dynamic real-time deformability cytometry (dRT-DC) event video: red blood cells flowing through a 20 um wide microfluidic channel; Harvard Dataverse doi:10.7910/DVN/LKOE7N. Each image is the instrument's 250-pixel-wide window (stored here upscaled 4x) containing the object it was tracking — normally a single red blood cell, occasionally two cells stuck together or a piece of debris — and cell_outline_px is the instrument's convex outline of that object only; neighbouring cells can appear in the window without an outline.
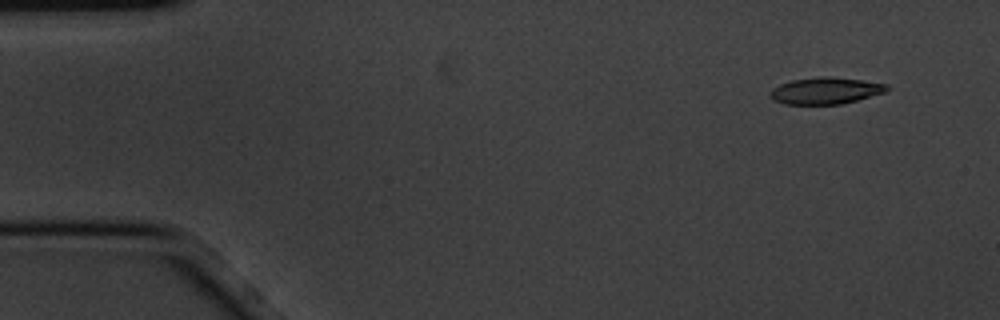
{"species": "common noctule bat (a hibernating species)", "species_latin": "Nyctalus noctula", "temperature_condition": "cold", "stored_images_in_passage": 5, "camera_frame_rate_fps": 3000, "um_per_image_px": 0.085, "animal": {"sex": "male", "body_mass_g": 20.1, "forearm_length_mm": 53.5}, "frame": {"image": 1, "passage_image": 1, "time_ms": 0.0, "image_size_px": [1000, 320], "cell_outline_px": [[892, 88], [888, 92], [840, 104], [784, 104], [772, 100], [768, 96], [768, 92], [772, 88], [780, 84], [792, 80], [824, 76], [828, 76], [860, 80], [888, 84]], "centroid_in_image_um": [70.17, 7.71], "position_along_channel_um": 14.8, "area_um2": 18.32}}
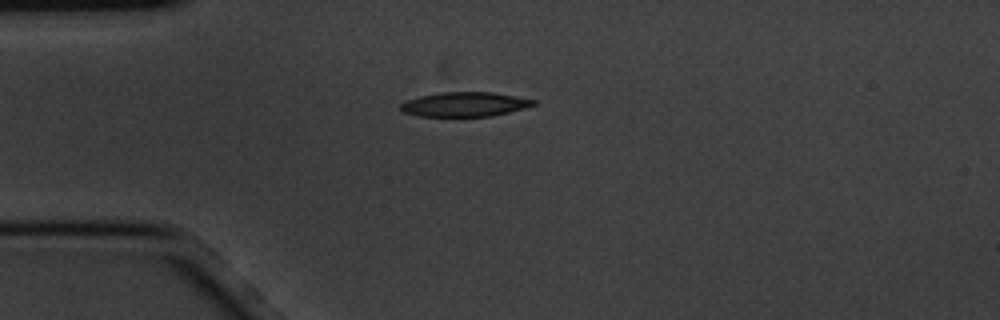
{"frame": {"image": 2, "passage_image": 4, "time_ms": 1.0, "image_size_px": [1000, 320], "cell_outline_px": [[536, 104], [524, 108], [492, 116], [420, 116], [404, 112], [400, 108], [400, 104], [404, 100], [420, 96], [440, 92], [492, 92], [536, 100]], "centroid_in_image_um": [39.47, 8.86], "position_along_channel_um": 45.5, "area_um2": 18.84}}
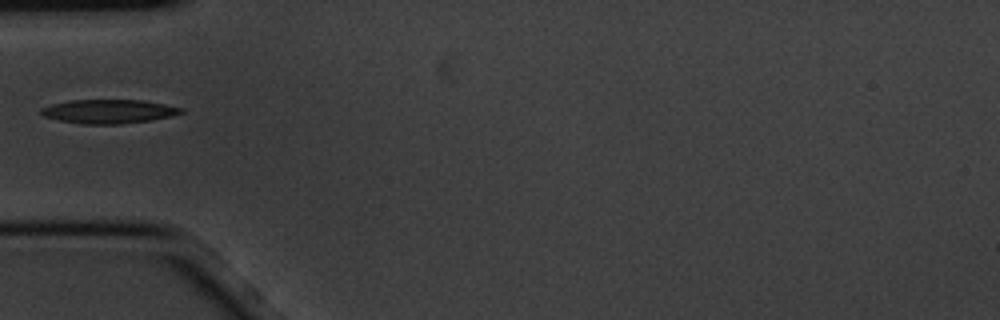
{"frame": {"image": 3, "passage_image": 5, "time_ms": 1.333, "image_size_px": [1000, 320], "cell_outline_px": [[184, 112], [172, 116], [152, 120], [120, 124], [80, 124], [56, 120], [44, 116], [40, 112], [40, 108], [52, 104], [72, 100], [144, 100], [184, 108]], "centroid_in_image_um": [9.24, 9.47], "position_along_channel_um": 75.8, "area_um2": 19.65}}